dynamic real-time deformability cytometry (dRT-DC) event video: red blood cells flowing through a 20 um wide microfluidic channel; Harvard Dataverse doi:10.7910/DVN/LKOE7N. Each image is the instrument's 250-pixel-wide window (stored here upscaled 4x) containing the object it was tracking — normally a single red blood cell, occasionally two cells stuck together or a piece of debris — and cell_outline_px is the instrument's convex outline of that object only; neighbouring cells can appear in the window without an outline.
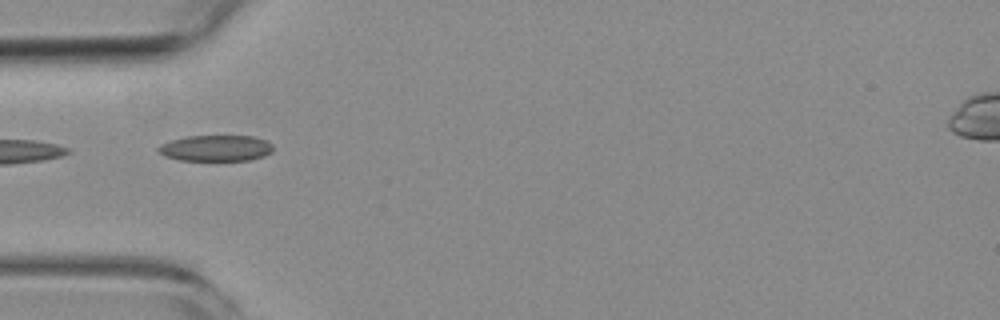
{"species": "common noctule bat (a hibernating species)", "species_latin": "Nyctalus noctula", "temperature_condition": "room temperature", "stored_images_in_passage": 5, "segment_of_instrument_passage": [2, 2], "camera_frame_rate_fps": 3000, "um_per_image_px": 0.085, "animal": {"sex": "female", "body_mass_g": 19.3, "forearm_length_mm": 54.1}, "frame": {"image": 1, "passage_image": 5, "time_ms": 4.667, "image_size_px": [1000, 320], "cell_outline_px": [[272, 152], [264, 156], [248, 160], [180, 160], [164, 156], [156, 148], [160, 144], [172, 140], [188, 136], [252, 136], [268, 140], [272, 144]], "centroid_in_image_um": [18.36, 12.59], "position_along_channel_um": 66.6, "area_um2": 17.4}}